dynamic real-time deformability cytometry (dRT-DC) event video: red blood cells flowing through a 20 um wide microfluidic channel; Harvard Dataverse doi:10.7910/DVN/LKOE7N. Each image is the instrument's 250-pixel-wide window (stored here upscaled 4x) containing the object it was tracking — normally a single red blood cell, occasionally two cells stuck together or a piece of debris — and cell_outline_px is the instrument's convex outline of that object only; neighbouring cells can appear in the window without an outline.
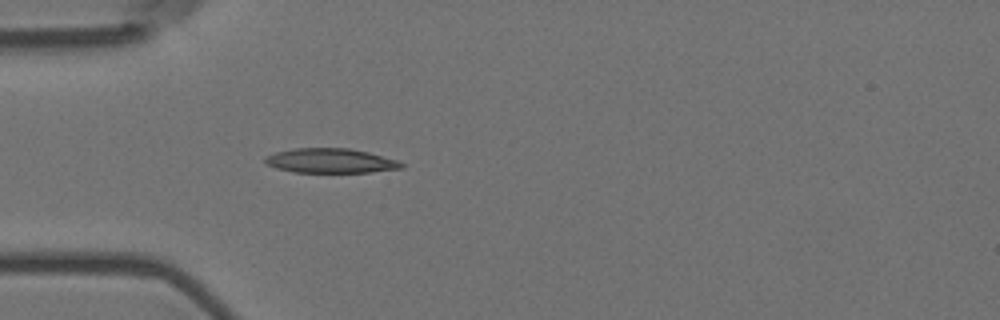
{"species": "Egyptian fruit bat (a non-hibernating species)", "species_latin": "Rousettus aegyptiacus", "temperature_condition": "room temperature", "stored_images_in_passage": 3, "camera_frame_rate_fps": 3000, "um_per_image_px": 0.085, "animal": {"sex": "female"}, "frame": {"image": 1, "passage_image": 3, "time_ms": 0.667, "image_size_px": [1000, 320], "cell_outline_px": [[404, 168], [372, 172], [292, 172], [276, 168], [268, 164], [264, 160], [264, 156], [276, 152], [296, 148], [352, 148], [400, 160], [404, 164]], "centroid_in_image_um": [28.14, 13.66], "position_along_channel_um": 56.9, "area_um2": 19.65}}